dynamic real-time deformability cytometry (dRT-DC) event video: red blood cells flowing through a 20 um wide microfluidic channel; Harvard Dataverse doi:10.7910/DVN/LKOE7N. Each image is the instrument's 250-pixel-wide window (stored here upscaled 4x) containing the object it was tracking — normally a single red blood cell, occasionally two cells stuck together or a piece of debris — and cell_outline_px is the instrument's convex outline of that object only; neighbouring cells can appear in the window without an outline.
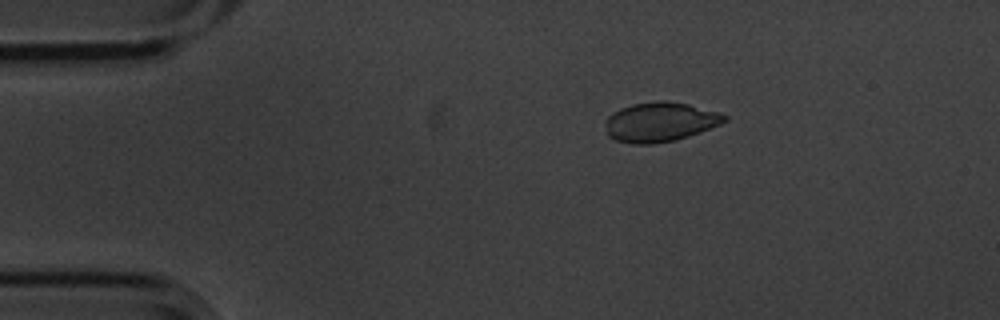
{"species": "common noctule bat (a hibernating species)", "species_latin": "Nyctalus noctula", "temperature_condition": "cold", "stored_images_in_passage": 5, "camera_frame_rate_fps": 3000, "um_per_image_px": 0.085, "animal": {"sex": "male", "body_mass_g": 20.1, "forearm_length_mm": 53.5}, "frame": {"image": 1, "passage_image": 3, "time_ms": 0.667, "image_size_px": [1000, 320], "cell_outline_px": [[728, 120], [720, 124], [700, 132], [676, 140], [652, 144], [632, 144], [616, 140], [608, 136], [604, 124], [604, 120], [612, 112], [620, 108], [632, 104], [660, 100], [668, 100], [688, 104], [716, 112], [728, 116]], "centroid_in_image_um": [56.06, 10.37], "position_along_channel_um": 28.9, "area_um2": 27.57}}